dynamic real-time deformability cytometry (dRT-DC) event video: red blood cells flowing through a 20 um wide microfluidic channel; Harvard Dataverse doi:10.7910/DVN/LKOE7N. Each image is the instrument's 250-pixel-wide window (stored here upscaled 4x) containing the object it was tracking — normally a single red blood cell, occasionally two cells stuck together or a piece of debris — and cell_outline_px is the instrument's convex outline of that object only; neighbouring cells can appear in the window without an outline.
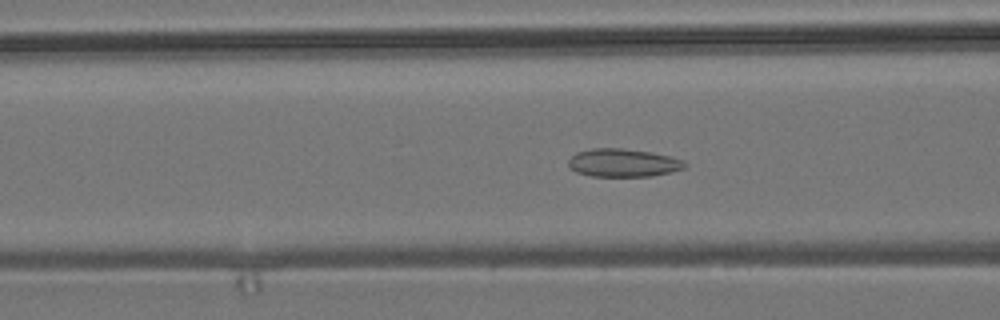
{"species": "common noctule bat (a hibernating species)", "species_latin": "Nyctalus noctula", "temperature_condition": "room temperature", "stored_images_in_passage": 54, "camera_frame_rate_fps": 3000, "um_per_image_px": 0.085, "animal": {"sex": "male", "body_mass_g": 19.2, "forearm_length_mm": 51.8}, "frame": {"image": 1, "passage_image": 20, "time_ms": 6.333, "image_size_px": [1000, 320], "cell_outline_px": [[688, 164], [684, 168], [672, 172], [652, 176], [592, 176], [576, 172], [568, 168], [568, 160], [576, 152], [592, 148], [624, 148], [652, 152], [684, 160]], "centroid_in_image_um": [52.96, 13.83], "position_along_channel_um": 113.6, "area_um2": 19.25}}
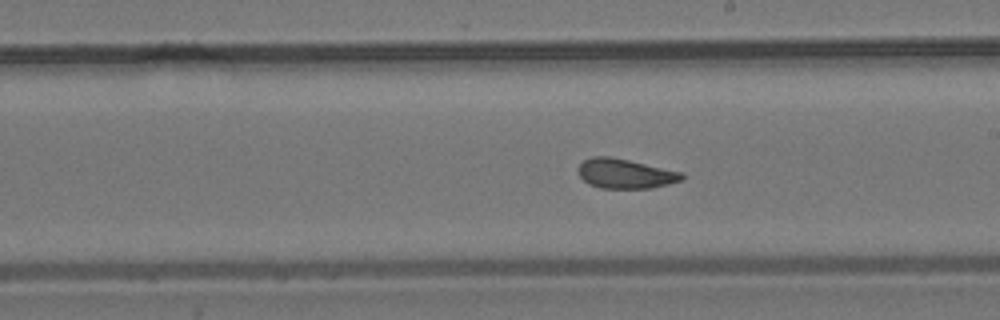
{"frame": {"image": 2, "passage_image": 30, "time_ms": 9.667, "image_size_px": [1000, 320], "cell_outline_px": [[684, 180], [652, 188], [600, 188], [588, 184], [580, 176], [576, 168], [584, 160], [592, 156], [612, 156], [684, 172]], "centroid_in_image_um": [53.16, 14.75], "position_along_channel_um": 235.8, "area_um2": 18.21}}
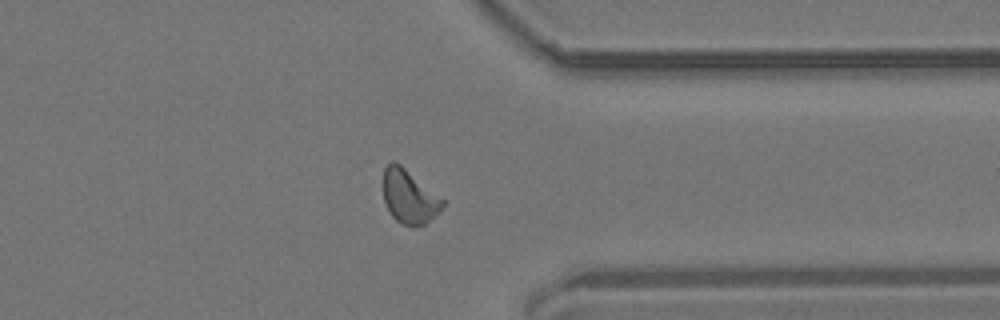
{"frame": {"image": 3, "passage_image": 42, "time_ms": 13.667, "image_size_px": [1000, 320], "cell_outline_px": [[444, 204], [424, 224], [412, 228], [400, 224], [392, 216], [384, 200], [384, 168], [392, 160], [396, 160], [444, 200]], "centroid_in_image_um": [34.74, 16.7], "position_along_channel_um": 376.7, "area_um2": 18.32}, "authors_computed_cell_mechanics": {"area_um2": 18.3804, "velocity_mm_per_s": 3.6669, "shape_relaxation_time_tau1_ms": 9.48, "shape_relaxation_time_tau2_ms": 1.5186, "deformation_change_tau1": 0.1481, "deformation_change_tau2": 0.0801}}